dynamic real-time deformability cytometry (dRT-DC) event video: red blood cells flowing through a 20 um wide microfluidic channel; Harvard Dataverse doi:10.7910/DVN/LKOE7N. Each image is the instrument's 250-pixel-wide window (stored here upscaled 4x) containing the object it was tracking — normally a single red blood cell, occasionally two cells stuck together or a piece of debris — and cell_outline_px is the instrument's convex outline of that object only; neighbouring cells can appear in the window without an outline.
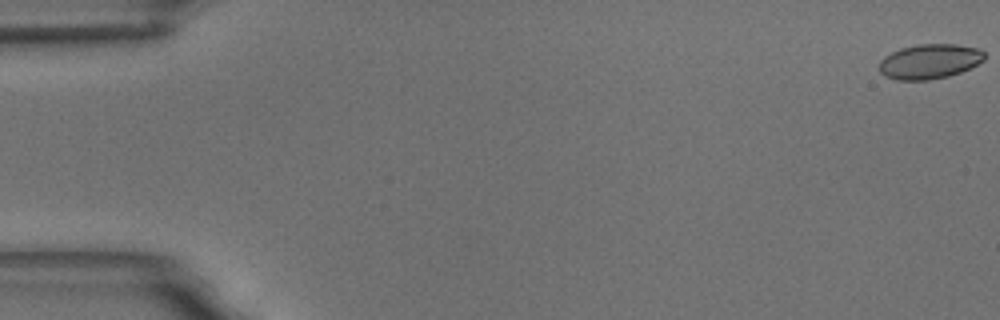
{"species": "common noctule bat (a hibernating species)", "species_latin": "Nyctalus noctula", "temperature_condition": "room temperature", "stored_images_in_passage": 5, "camera_frame_rate_fps": 3000, "um_per_image_px": 0.085, "animal": {"sex": "male", "body_mass_g": 18.8}, "frame": {"image": 1, "passage_image": 1, "time_ms": 0.0, "image_size_px": [1000, 320], "cell_outline_px": [[984, 60], [960, 72], [948, 76], [928, 80], [896, 80], [884, 76], [880, 72], [880, 60], [884, 56], [900, 48], [920, 44], [956, 44], [980, 48], [984, 52]], "centroid_in_image_um": [79.0, 5.22], "position_along_channel_um": 6.0, "area_um2": 21.33}}
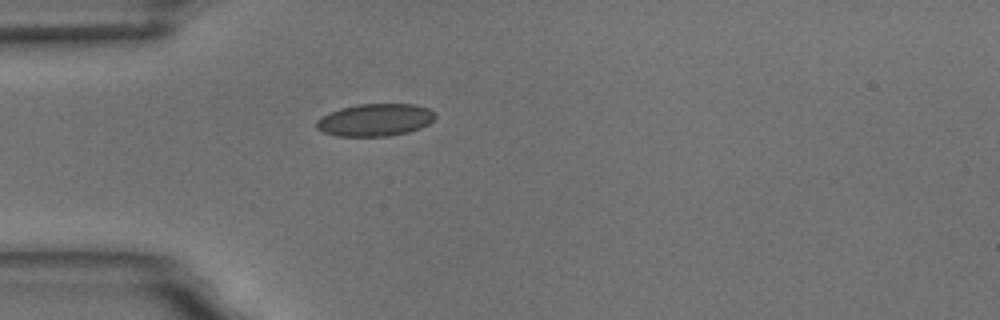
{"frame": {"image": 2, "passage_image": 5, "time_ms": 5.333, "image_size_px": [1000, 320], "cell_outline_px": [[436, 116], [428, 124], [420, 128], [408, 132], [388, 136], [336, 136], [324, 132], [316, 128], [316, 120], [340, 108], [356, 104], [412, 104], [428, 108]], "centroid_in_image_um": [31.88, 10.19], "position_along_channel_um": 53.1, "area_um2": 22.25}}